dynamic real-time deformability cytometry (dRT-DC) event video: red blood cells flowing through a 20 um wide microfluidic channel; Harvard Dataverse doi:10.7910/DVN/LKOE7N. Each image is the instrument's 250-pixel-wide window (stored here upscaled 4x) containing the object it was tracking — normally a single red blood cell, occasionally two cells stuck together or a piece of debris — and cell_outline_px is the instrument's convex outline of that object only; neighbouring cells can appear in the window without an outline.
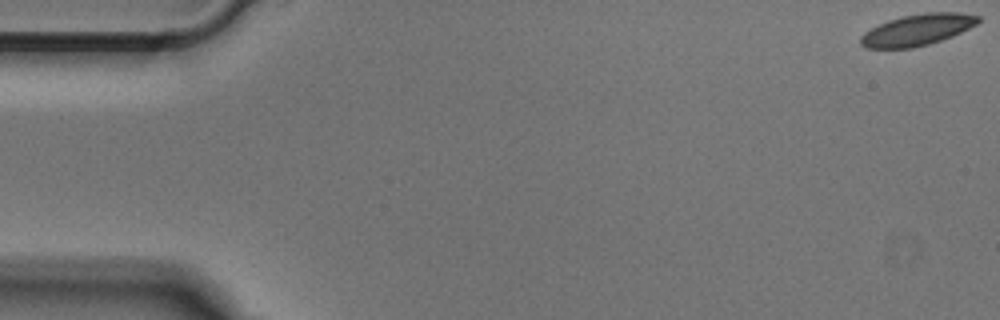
{"species": "Egyptian fruit bat (a non-hibernating species)", "species_latin": "Rousettus aegyptiacus", "temperature_condition": "cold", "stored_images_in_passage": 3, "camera_frame_rate_fps": 3000, "um_per_image_px": 0.085, "animal": {"sex": "male"}, "frame": {"image": 1, "passage_image": 1, "time_ms": 0.0, "image_size_px": [1000, 320], "cell_outline_px": [[980, 20], [976, 24], [952, 36], [928, 44], [912, 48], [864, 48], [860, 44], [860, 36], [864, 32], [888, 20], [904, 16], [924, 12], [960, 12], [980, 16]], "centroid_in_image_um": [77.96, 2.53], "position_along_channel_um": 7.0, "area_um2": 21.33}}